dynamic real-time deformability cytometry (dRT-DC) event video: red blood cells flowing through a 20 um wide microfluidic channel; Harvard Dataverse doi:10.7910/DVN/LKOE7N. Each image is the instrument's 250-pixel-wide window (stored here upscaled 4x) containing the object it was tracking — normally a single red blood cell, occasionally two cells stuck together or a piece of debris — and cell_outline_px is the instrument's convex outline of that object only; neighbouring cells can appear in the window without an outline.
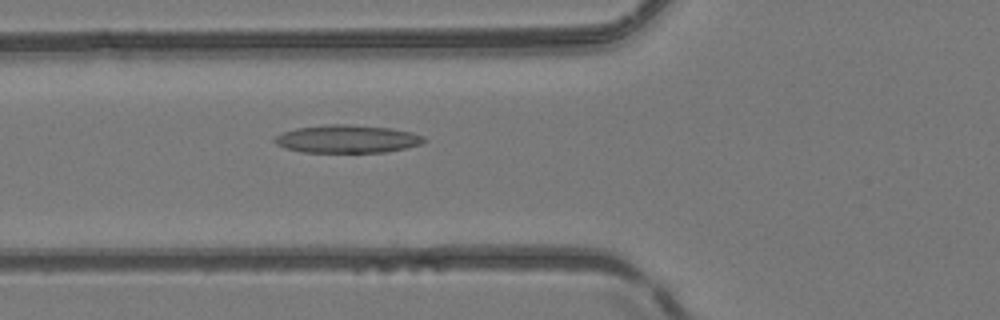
{"species": "common noctule bat (a hibernating species)", "species_latin": "Nyctalus noctula", "temperature_condition": "room temperature", "stored_images_in_passage": 41, "camera_frame_rate_fps": 3000, "um_per_image_px": 0.085, "animal": {"sex": "female", "body_mass_g": 24.6, "forearm_length_mm": 56.2}, "frame": {"image": 1, "passage_image": 12, "time_ms": 3.667, "image_size_px": [1000, 320], "cell_outline_px": [[428, 140], [420, 144], [408, 148], [388, 152], [304, 152], [288, 148], [276, 144], [272, 140], [276, 136], [284, 132], [296, 128], [328, 124], [348, 124], [392, 128], [412, 132], [424, 136]], "centroid_in_image_um": [29.57, 11.81], "position_along_channel_um": 96.2, "area_um2": 24.39}}
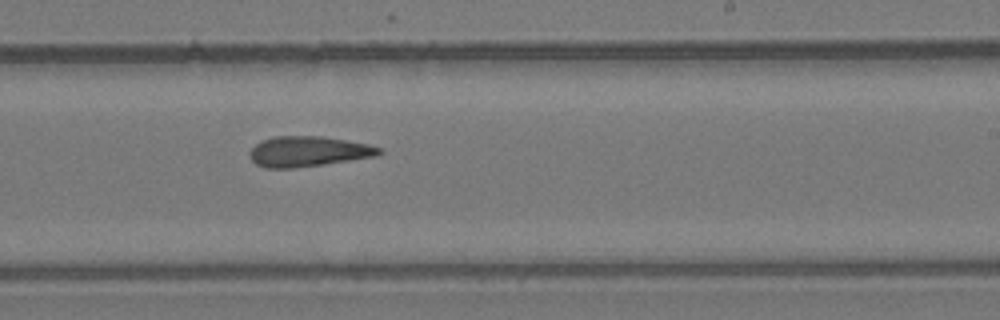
{"frame": {"image": 2, "passage_image": 24, "time_ms": 7.667, "image_size_px": [1000, 320], "cell_outline_px": [[384, 152], [376, 156], [324, 164], [292, 168], [264, 168], [256, 164], [248, 156], [248, 152], [260, 140], [276, 136], [324, 136], [368, 144], [380, 148]], "centroid_in_image_um": [26.16, 12.87], "position_along_channel_um": 262.8, "area_um2": 22.95}}
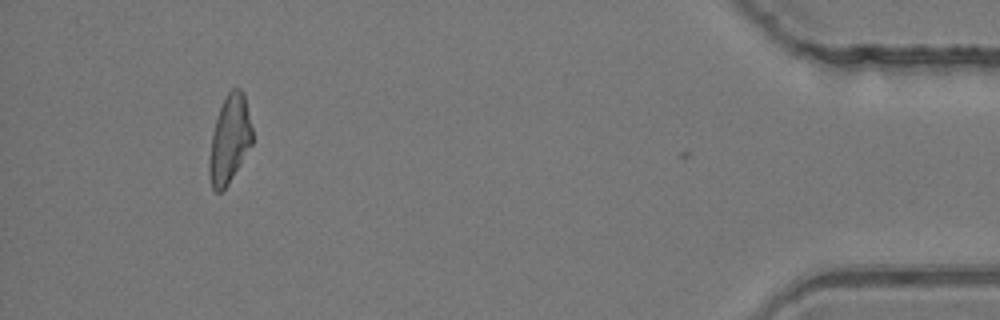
{"frame": {"image": 3, "passage_image": 40, "time_ms": 13.0, "image_size_px": [1000, 320], "cell_outline_px": [[252, 144], [228, 184], [220, 192], [216, 192], [212, 188], [208, 176], [208, 156], [212, 132], [220, 108], [228, 92], [232, 88], [240, 88], [244, 92], [252, 128]], "centroid_in_image_um": [19.49, 11.86], "position_along_channel_um": 415.7, "area_um2": 22.08}, "authors_computed_cell_mechanics": {"area_um2": 23.1778, "velocity_mm_per_s": 4.1508, "shape_relaxation_time_tau1_ms": null, "shape_relaxation_time_tau2_ms": 4.4116, "deformation_change_tau1": null, "deformation_change_tau2": 0.1645}}